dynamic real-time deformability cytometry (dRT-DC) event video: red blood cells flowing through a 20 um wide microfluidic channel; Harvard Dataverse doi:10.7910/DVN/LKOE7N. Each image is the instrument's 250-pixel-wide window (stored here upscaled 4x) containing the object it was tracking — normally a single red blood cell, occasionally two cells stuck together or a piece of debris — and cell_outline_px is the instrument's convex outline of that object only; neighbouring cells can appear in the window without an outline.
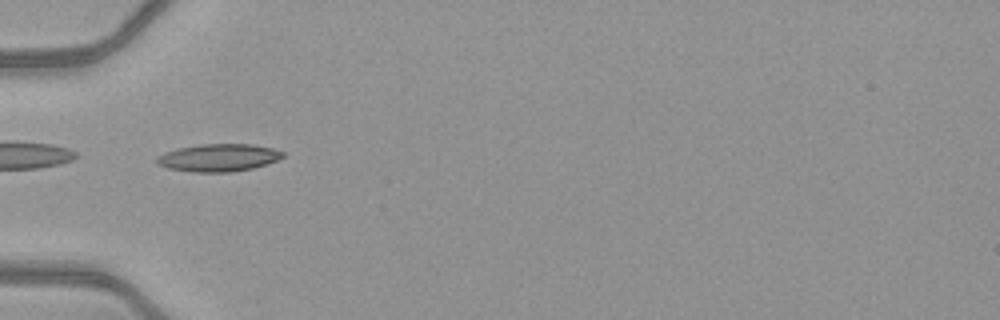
{"species": "common noctule bat (a hibernating species)", "species_latin": "Nyctalus noctula", "temperature_condition": "warm", "stored_images_in_passage": 38, "camera_frame_rate_fps": 3000, "um_per_image_px": 0.085, "animal": {"sex": "female", "body_mass_g": 21.9}, "frame": {"image": 1, "passage_image": 5, "time_ms": 1.333, "image_size_px": [1000, 320], "cell_outline_px": [[284, 156], [276, 160], [252, 168], [232, 172], [192, 172], [168, 168], [156, 164], [156, 156], [164, 152], [180, 148], [200, 144], [252, 144], [272, 148], [284, 152]], "centroid_in_image_um": [18.53, 13.4], "position_along_channel_um": 66.5, "area_um2": 20.17}}
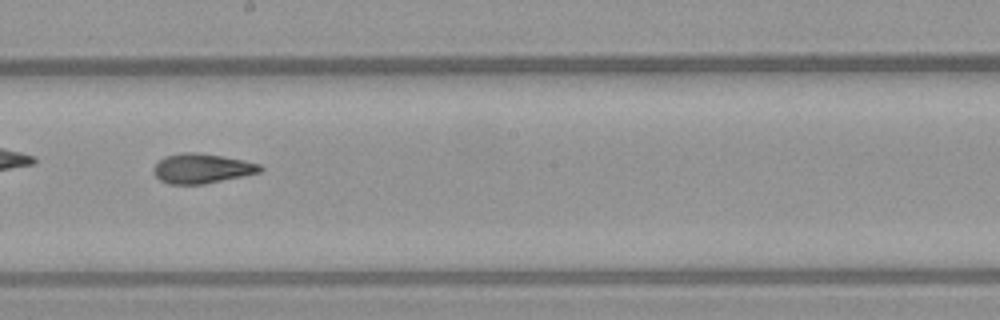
{"frame": {"image": 2, "passage_image": 17, "time_ms": 5.333, "image_size_px": [1000, 320], "cell_outline_px": [[264, 168], [260, 172], [244, 176], [204, 184], [168, 184], [160, 180], [152, 172], [152, 168], [164, 156], [180, 152], [196, 152], [224, 156], [244, 160], [260, 164]], "centroid_in_image_um": [17.15, 14.31], "position_along_channel_um": 231.0, "area_um2": 18.67}}
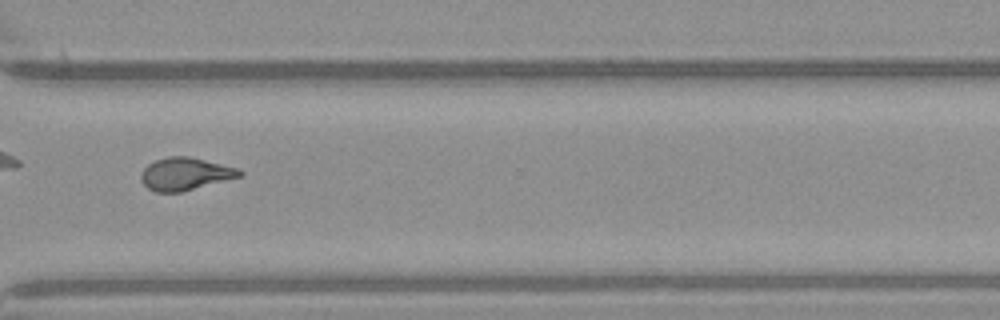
{"frame": {"image": 3, "passage_image": 26, "time_ms": 8.333, "image_size_px": [1000, 320], "cell_outline_px": [[244, 172], [240, 176], [180, 192], [156, 192], [148, 188], [140, 180], [140, 176], [144, 168], [148, 164], [156, 160], [168, 156], [188, 156], [240, 168]], "centroid_in_image_um": [15.73, 14.77], "position_along_channel_um": 354.9, "area_um2": 18.55}, "authors_computed_cell_mechanics": {"area_um2": 18.5538, "velocity_mm_per_s": 4.1432, "shape_relaxation_time_tau1_ms": 6.663, "shape_relaxation_time_tau2_ms": 1.9862, "deformation_change_tau1": 0.218, "deformation_change_tau2": 0.0975}}